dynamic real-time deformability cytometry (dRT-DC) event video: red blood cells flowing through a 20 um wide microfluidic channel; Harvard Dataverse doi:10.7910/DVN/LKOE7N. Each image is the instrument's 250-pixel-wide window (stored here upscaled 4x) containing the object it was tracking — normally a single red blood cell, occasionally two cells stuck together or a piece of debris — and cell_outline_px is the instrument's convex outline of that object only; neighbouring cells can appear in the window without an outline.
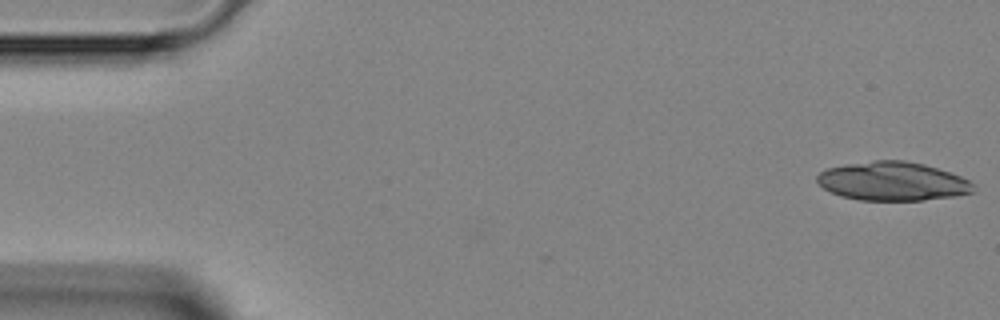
{"species": "Egyptian fruit bat (a non-hibernating species)", "species_latin": "Rousettus aegyptiacus", "temperature_condition": "room temperature", "stored_images_in_passage": 2, "camera_frame_rate_fps": 3000, "um_per_image_px": 0.085, "animal": {"sex": "female"}, "frame": {"image": 1, "passage_image": 1, "time_ms": 0.0, "image_size_px": [1000, 320], "cell_outline_px": [[972, 192], [956, 196], [924, 200], [860, 200], [840, 196], [824, 188], [816, 180], [816, 176], [820, 172], [828, 168], [844, 164], [872, 160], [904, 160], [924, 164], [960, 176], [968, 180], [972, 184]], "centroid_in_image_um": [75.83, 15.4], "position_along_channel_um": 9.2, "area_um2": 35.14}}